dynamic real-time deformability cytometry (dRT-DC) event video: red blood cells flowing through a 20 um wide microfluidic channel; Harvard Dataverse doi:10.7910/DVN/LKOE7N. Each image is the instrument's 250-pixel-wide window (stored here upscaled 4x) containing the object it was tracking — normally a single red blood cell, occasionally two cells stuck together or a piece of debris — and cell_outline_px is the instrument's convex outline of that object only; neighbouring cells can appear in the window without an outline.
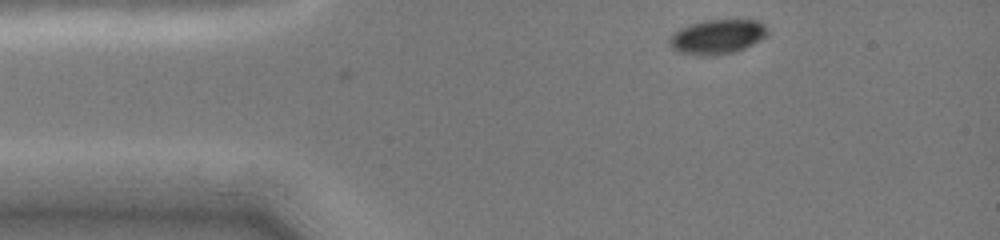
{"species": "common noctule bat (a hibernating species)", "species_latin": "Nyctalus noctula", "temperature_condition": "cold", "stored_images_in_passage": 2, "camera_frame_rate_fps": 3000, "um_per_image_px": 0.085, "animal": {"sex": "female", "body_mass_g": 19.0, "forearm_length_mm": 51.5}, "frame": {"image": 1, "passage_image": 2, "time_ms": 0.333, "image_size_px": [1000, 240], "cell_outline_px": [[768, 32], [764, 36], [752, 44], [736, 52], [720, 56], [700, 56], [680, 52], [672, 48], [668, 40], [676, 32], [692, 24], [708, 20], [756, 20], [764, 24]], "centroid_in_image_um": [60.98, 3.15], "position_along_channel_um": 24.0, "area_um2": 19.42}}